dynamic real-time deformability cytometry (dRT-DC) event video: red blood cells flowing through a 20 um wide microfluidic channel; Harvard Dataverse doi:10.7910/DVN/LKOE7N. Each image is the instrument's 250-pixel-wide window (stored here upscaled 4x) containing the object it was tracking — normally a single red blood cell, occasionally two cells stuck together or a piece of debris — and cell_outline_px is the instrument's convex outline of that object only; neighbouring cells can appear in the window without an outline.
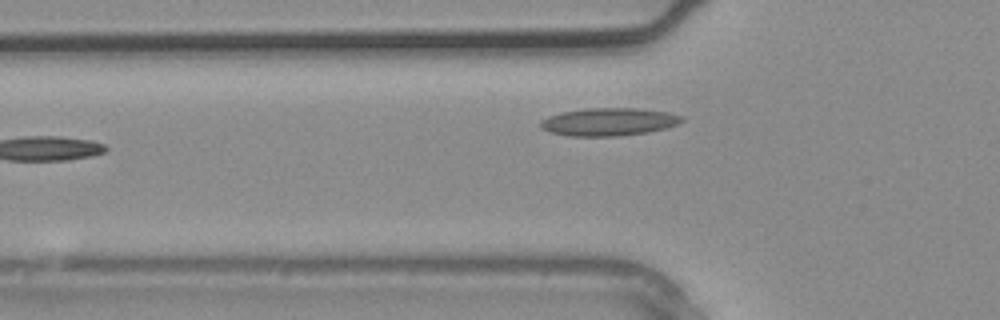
{"species": "common noctule bat (a hibernating species)", "species_latin": "Nyctalus noctula", "temperature_condition": "warm", "stored_images_in_passage": 4, "camera_frame_rate_fps": 3000, "um_per_image_px": 0.085, "animal": {"sex": "male", "body_mass_g": 20.4}, "frame": {"image": 1, "passage_image": 4, "time_ms": 1.0, "image_size_px": [1000, 320], "cell_outline_px": [[684, 120], [668, 128], [648, 132], [616, 136], [568, 136], [548, 132], [540, 128], [540, 120], [548, 116], [560, 112], [588, 108], [636, 108], [668, 112], [680, 116]], "centroid_in_image_um": [51.69, 10.36], "position_along_channel_um": 74.1, "area_um2": 23.0}}